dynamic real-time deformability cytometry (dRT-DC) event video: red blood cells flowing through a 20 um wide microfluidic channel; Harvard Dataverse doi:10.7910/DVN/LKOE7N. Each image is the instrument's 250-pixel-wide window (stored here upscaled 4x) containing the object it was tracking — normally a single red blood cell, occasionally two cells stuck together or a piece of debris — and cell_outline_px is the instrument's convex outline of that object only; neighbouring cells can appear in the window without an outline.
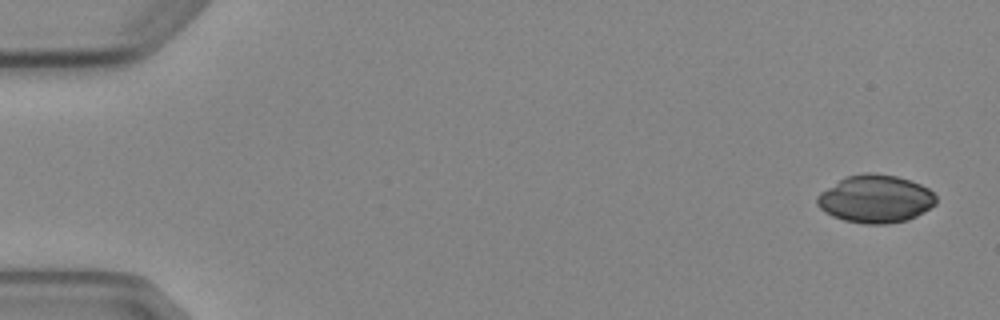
{"species": "Egyptian fruit bat (a non-hibernating species)", "species_latin": "Rousettus aegyptiacus", "temperature_condition": "cold", "stored_images_in_passage": 7, "camera_frame_rate_fps": 3000, "um_per_image_px": 0.085, "animal": {"sex": "female"}, "frame": {"image": 1, "passage_image": 1, "time_ms": 0.0, "image_size_px": [1000, 320], "cell_outline_px": [[936, 204], [924, 212], [908, 220], [888, 224], [864, 224], [844, 220], [832, 216], [824, 212], [816, 204], [816, 196], [820, 192], [840, 180], [848, 176], [868, 172], [872, 172], [896, 176], [920, 184], [928, 188], [936, 196]], "centroid_in_image_um": [74.41, 16.92], "position_along_channel_um": 10.6, "area_um2": 33.18}}